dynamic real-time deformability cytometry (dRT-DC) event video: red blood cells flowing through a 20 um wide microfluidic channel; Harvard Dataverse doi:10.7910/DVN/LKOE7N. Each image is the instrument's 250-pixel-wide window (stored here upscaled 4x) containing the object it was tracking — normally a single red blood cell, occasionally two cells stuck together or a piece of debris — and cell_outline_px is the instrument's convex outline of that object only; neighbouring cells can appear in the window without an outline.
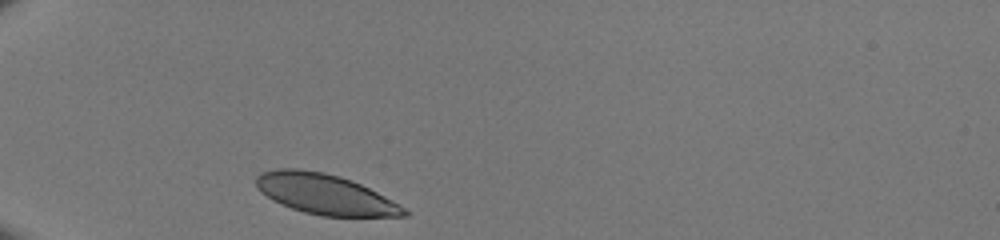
{"species": "human", "species_latin": "Homo sapiens", "temperature_condition": "room temperature", "stored_images_in_passage": 27, "camera_frame_rate_fps": 3000, "um_per_image_px": 0.085, "donor": {"sex": "male"}, "frame": {"image": 1, "passage_image": 1, "time_ms": 0.0, "image_size_px": [1000, 240], "cell_outline_px": [[408, 216], [320, 216], [304, 212], [292, 208], [272, 200], [260, 192], [256, 188], [256, 176], [260, 172], [276, 168], [300, 168], [324, 172], [340, 176], [352, 180], [384, 196], [404, 208], [408, 212]], "centroid_in_image_um": [27.56, 16.49], "position_along_channel_um": 57.4, "area_um2": 34.68}}
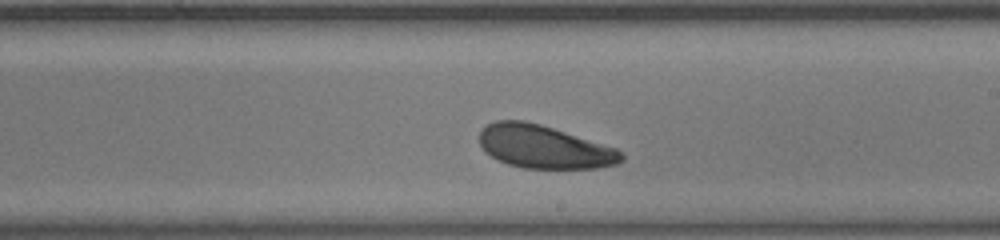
{"frame": {"image": 2, "passage_image": 16, "time_ms": 5.0, "image_size_px": [1000, 240], "cell_outline_px": [[624, 160], [616, 164], [596, 168], [524, 168], [508, 164], [492, 156], [480, 144], [480, 128], [496, 120], [524, 120], [540, 124], [616, 148], [624, 156]], "centroid_in_image_um": [46.24, 12.47], "position_along_channel_um": 242.8, "area_um2": 35.26}}
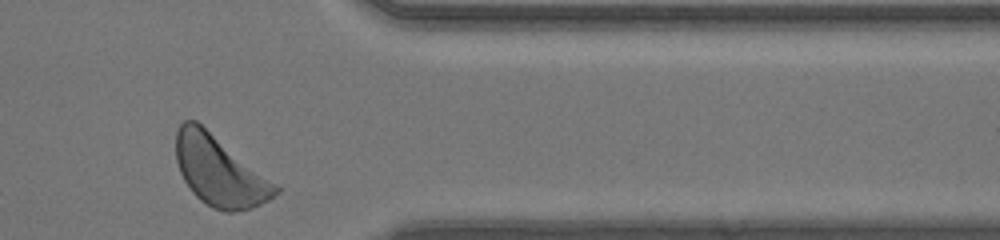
{"frame": {"image": 3, "passage_image": 27, "time_ms": 8.667, "image_size_px": [1000, 240], "cell_outline_px": [[280, 192], [268, 200], [252, 208], [232, 212], [224, 212], [212, 208], [200, 200], [192, 192], [184, 180], [180, 172], [176, 160], [176, 132], [180, 124], [184, 120], [196, 120], [280, 188]], "centroid_in_image_um": [18.62, 14.56], "position_along_channel_um": 392.8, "area_um2": 39.94}}